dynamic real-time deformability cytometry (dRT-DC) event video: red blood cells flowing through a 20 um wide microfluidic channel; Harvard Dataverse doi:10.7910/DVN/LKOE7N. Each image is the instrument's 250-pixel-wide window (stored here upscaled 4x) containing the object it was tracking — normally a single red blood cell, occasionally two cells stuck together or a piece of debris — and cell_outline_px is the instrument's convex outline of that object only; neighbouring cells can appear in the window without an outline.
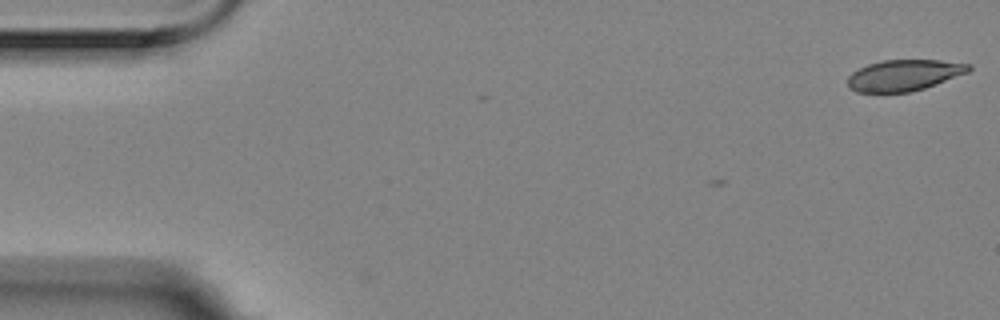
{"species": "Egyptian fruit bat (a non-hibernating species)", "species_latin": "Rousettus aegyptiacus", "temperature_condition": "room temperature", "stored_images_in_passage": 3, "camera_frame_rate_fps": 3000, "um_per_image_px": 0.085, "animal": {"sex": "female"}, "frame": {"image": 1, "passage_image": 3, "time_ms": 0.667, "image_size_px": [1000, 320], "cell_outline_px": [[972, 68], [968, 72], [924, 88], [908, 92], [856, 92], [848, 88], [848, 76], [852, 72], [868, 64], [884, 60], [940, 60], [972, 64]], "centroid_in_image_um": [76.83, 6.39], "position_along_channel_um": 8.2, "area_um2": 21.85}}